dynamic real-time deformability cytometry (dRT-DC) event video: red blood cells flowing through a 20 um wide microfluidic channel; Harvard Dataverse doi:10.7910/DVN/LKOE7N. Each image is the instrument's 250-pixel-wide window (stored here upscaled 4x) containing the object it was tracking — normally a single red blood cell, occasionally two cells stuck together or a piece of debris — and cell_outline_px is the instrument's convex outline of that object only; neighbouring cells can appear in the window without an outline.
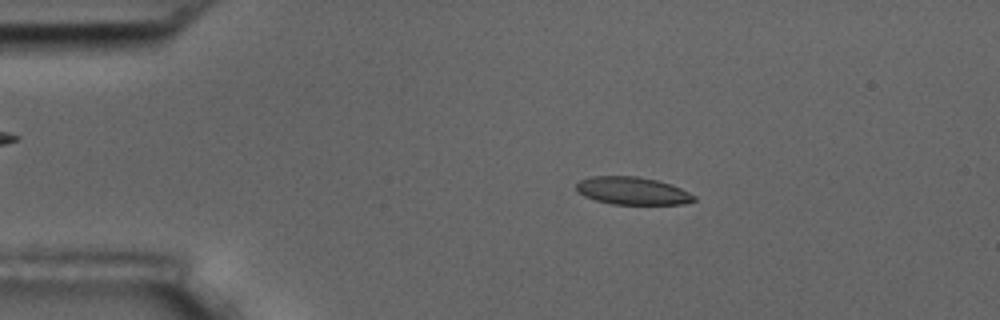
{"species": "common noctule bat (a hibernating species)", "species_latin": "Nyctalus noctula", "temperature_condition": "room temperature", "stored_images_in_passage": 5, "camera_frame_rate_fps": 3000, "um_per_image_px": 0.085, "animal": {"sex": "male", "body_mass_g": 17.5, "forearm_length_mm": 52.3}, "frame": {"image": 1, "passage_image": 3, "time_ms": 2.333, "image_size_px": [1000, 320], "cell_outline_px": [[696, 200], [684, 204], [612, 204], [596, 200], [584, 196], [576, 192], [576, 184], [580, 180], [588, 176], [636, 176], [656, 180], [672, 184], [696, 196]], "centroid_in_image_um": [53.73, 16.21], "position_along_channel_um": 31.3, "area_um2": 19.07}}
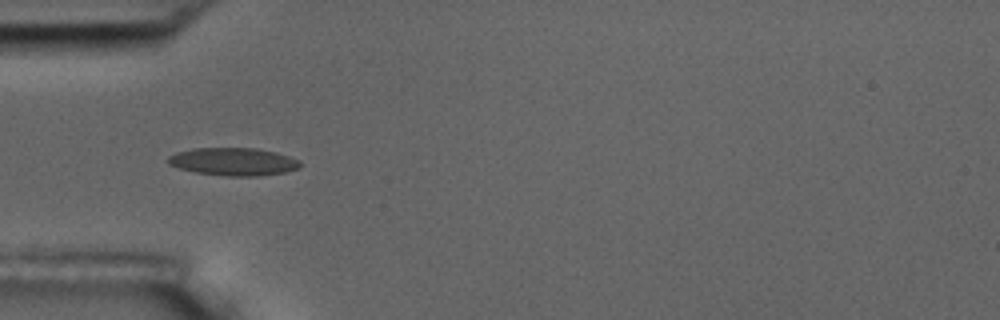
{"frame": {"image": 2, "passage_image": 5, "time_ms": 4.667, "image_size_px": [1000, 320], "cell_outline_px": [[300, 168], [284, 172], [256, 176], [224, 176], [196, 172], [180, 168], [168, 164], [164, 160], [168, 156], [176, 152], [192, 148], [256, 148], [276, 152], [300, 160]], "centroid_in_image_um": [19.8, 13.73], "position_along_channel_um": 65.2, "area_um2": 21.5}}